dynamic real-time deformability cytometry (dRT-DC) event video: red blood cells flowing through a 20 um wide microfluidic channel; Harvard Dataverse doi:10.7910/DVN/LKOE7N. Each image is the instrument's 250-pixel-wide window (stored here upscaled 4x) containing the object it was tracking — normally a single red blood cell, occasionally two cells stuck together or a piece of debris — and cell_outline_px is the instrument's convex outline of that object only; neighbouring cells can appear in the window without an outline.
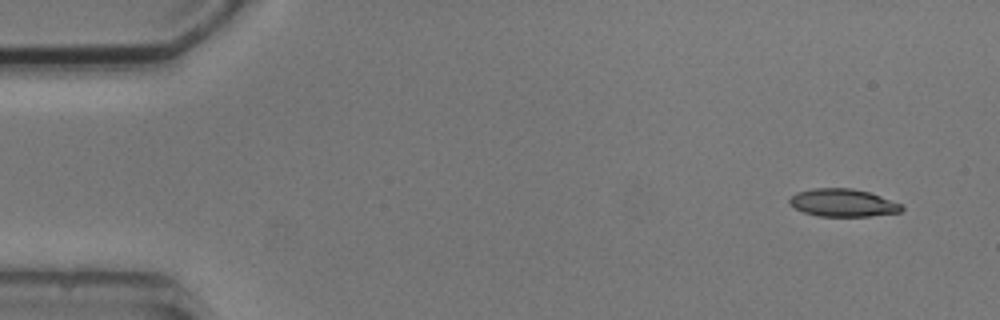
{"species": "common noctule bat (a hibernating species)", "species_latin": "Nyctalus noctula", "temperature_condition": "cold", "stored_images_in_passage": 4, "camera_frame_rate_fps": 3000, "um_per_image_px": 0.085, "animal": {"sex": "male", "body_mass_g": 20.5, "forearm_length_mm": 52.5}, "frame": {"image": 1, "passage_image": 1, "time_ms": 0.0, "image_size_px": [1000, 320], "cell_outline_px": [[904, 208], [900, 212], [872, 216], [816, 216], [804, 212], [788, 204], [788, 200], [796, 192], [812, 188], [852, 188], [868, 192], [880, 196], [900, 204]], "centroid_in_image_um": [71.61, 17.24], "position_along_channel_um": 13.4, "area_um2": 18.09}}